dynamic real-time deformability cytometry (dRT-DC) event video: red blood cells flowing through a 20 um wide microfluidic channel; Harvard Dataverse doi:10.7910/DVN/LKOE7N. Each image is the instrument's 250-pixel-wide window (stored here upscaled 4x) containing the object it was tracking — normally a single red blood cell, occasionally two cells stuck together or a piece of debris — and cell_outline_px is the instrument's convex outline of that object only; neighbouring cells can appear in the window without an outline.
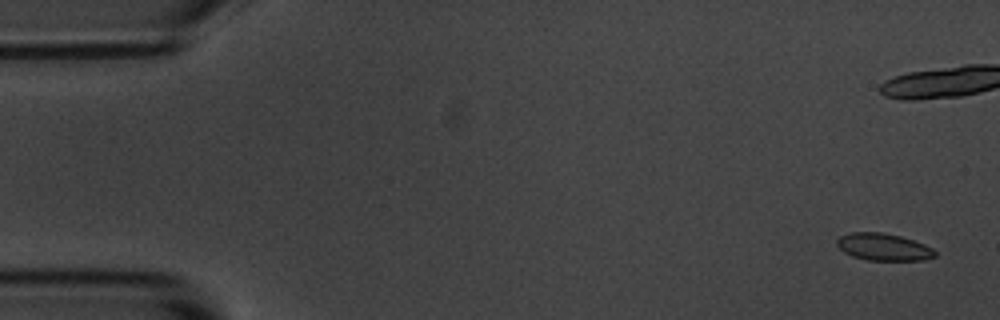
{"species": "common noctule bat (a hibernating species)", "species_latin": "Nyctalus noctula", "temperature_condition": "room temperature", "stored_images_in_passage": 3, "camera_frame_rate_fps": 3000, "um_per_image_px": 0.085, "animal": {"sex": "male", "body_mass_g": 20.1, "forearm_length_mm": 53.5}, "frame": {"image": 1, "passage_image": 1, "time_ms": 0.0, "image_size_px": [1000, 320], "cell_outline_px": [[936, 256], [924, 260], [868, 260], [852, 256], [844, 252], [836, 244], [836, 240], [840, 236], [852, 232], [880, 232], [900, 236], [924, 244], [932, 248], [936, 252]], "centroid_in_image_um": [75.09, 20.99], "position_along_channel_um": 9.9, "area_um2": 15.43}}